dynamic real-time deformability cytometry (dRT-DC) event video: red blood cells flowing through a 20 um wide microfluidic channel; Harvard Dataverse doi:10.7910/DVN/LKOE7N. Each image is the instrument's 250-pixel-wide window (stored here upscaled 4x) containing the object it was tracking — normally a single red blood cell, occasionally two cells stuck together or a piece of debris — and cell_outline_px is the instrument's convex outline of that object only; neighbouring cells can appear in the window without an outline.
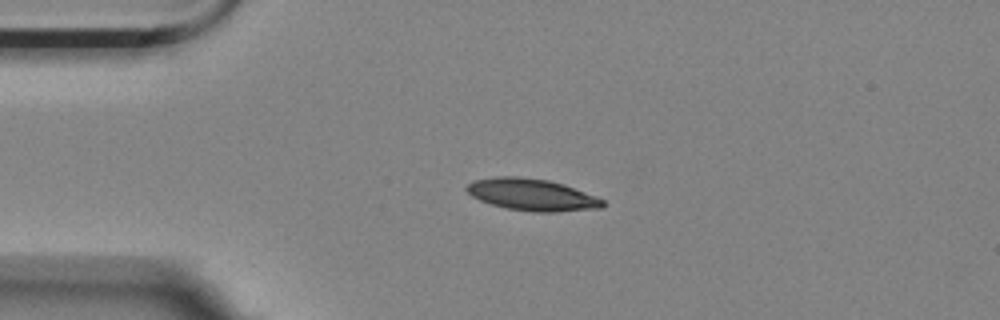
{"species": "Egyptian fruit bat (a non-hibernating species)", "species_latin": "Rousettus aegyptiacus", "temperature_condition": "room temperature", "stored_images_in_passage": 2, "camera_frame_rate_fps": 3000, "um_per_image_px": 0.085, "animal": {"sex": "female"}, "frame": {"image": 1, "passage_image": 1, "time_ms": 0.0, "image_size_px": [1000, 320], "cell_outline_px": [[604, 208], [556, 212], [532, 212], [508, 208], [492, 204], [480, 200], [472, 196], [464, 188], [472, 180], [496, 176], [520, 176], [548, 180], [564, 184], [604, 200]], "centroid_in_image_um": [45.2, 16.54], "position_along_channel_um": 39.8, "area_um2": 25.32}}